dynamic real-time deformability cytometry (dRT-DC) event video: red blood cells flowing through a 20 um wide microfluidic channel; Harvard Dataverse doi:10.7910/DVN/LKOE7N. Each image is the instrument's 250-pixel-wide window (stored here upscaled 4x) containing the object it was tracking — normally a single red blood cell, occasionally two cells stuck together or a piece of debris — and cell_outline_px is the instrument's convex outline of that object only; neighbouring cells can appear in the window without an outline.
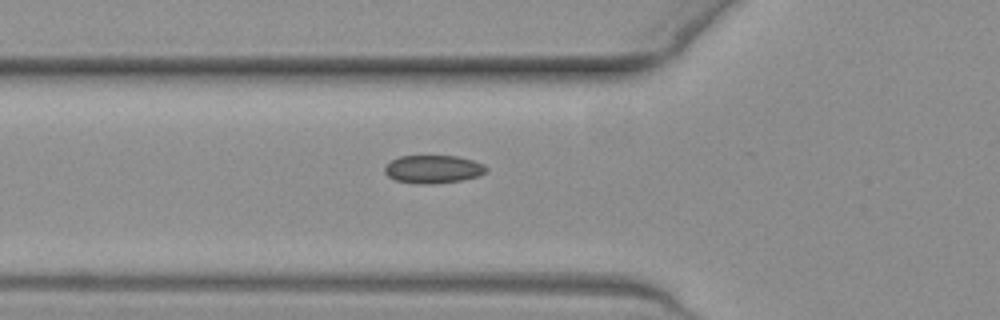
{"species": "common noctule bat (a hibernating species)", "species_latin": "Nyctalus noctula", "temperature_condition": "warm", "stored_images_in_passage": 36, "camera_frame_rate_fps": 3000, "um_per_image_px": 0.085, "animal": {"sex": "female", "body_mass_g": 19.3, "forearm_length_mm": 54.1}, "frame": {"image": 1, "passage_image": 6, "time_ms": 1.667, "image_size_px": [1000, 320], "cell_outline_px": [[488, 172], [480, 176], [460, 180], [432, 184], [416, 184], [396, 180], [388, 176], [384, 172], [384, 168], [392, 160], [400, 156], [456, 156], [472, 160], [484, 164], [488, 168]], "centroid_in_image_um": [36.85, 14.39], "position_along_channel_um": 89.0, "area_um2": 16.65}}
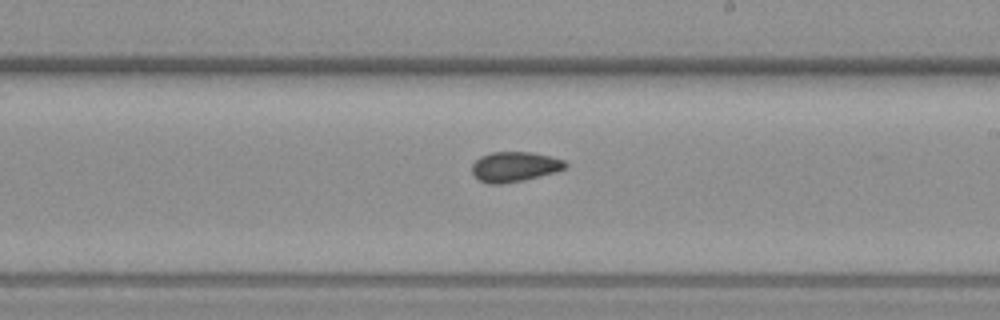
{"frame": {"image": 2, "passage_image": 18, "time_ms": 5.667, "image_size_px": [1000, 320], "cell_outline_px": [[568, 164], [564, 168], [556, 172], [524, 180], [500, 184], [488, 184], [480, 180], [472, 172], [472, 164], [480, 156], [492, 152], [532, 152], [552, 156], [564, 160]], "centroid_in_image_um": [43.75, 14.16], "position_along_channel_um": 245.2, "area_um2": 16.36}}
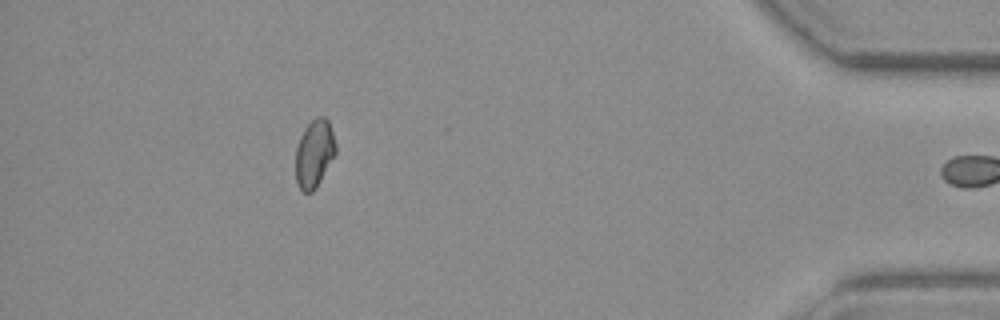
{"frame": {"image": 3, "passage_image": 35, "time_ms": 11.333, "image_size_px": [1000, 320], "cell_outline_px": [[336, 152], [316, 188], [312, 192], [304, 192], [300, 188], [296, 180], [296, 148], [300, 136], [304, 128], [316, 116], [324, 116], [328, 120], [336, 144]], "centroid_in_image_um": [26.71, 13.03], "position_along_channel_um": 408.5, "area_um2": 15.72}, "authors_computed_cell_mechanics": {"area_um2": 16.184, "velocity_mm_per_s": 3.8928, "shape_relaxation_time_tau1_ms": null, "shape_relaxation_time_tau2_ms": 2.5906, "deformation_change_tau1": null, "deformation_change_tau2": 0.0627}}